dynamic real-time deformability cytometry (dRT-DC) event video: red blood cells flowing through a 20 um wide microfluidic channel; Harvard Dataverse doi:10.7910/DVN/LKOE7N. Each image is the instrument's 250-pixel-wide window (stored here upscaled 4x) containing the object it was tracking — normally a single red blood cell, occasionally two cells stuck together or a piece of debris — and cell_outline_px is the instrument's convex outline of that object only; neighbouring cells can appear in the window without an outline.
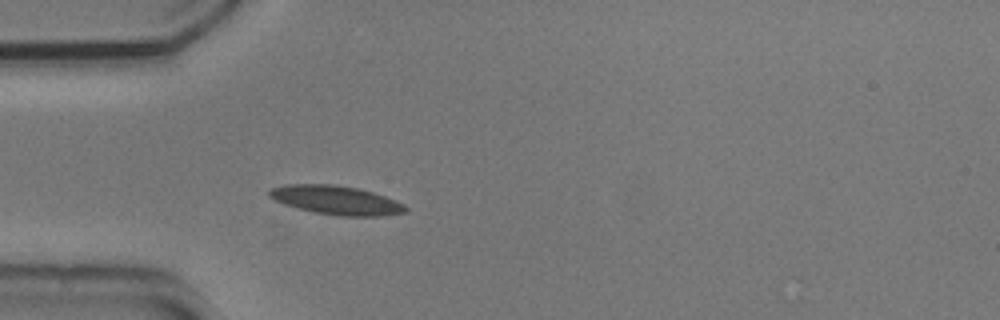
{"species": "common noctule bat (a hibernating species)", "species_latin": "Nyctalus noctula", "temperature_condition": "cold", "stored_images_in_passage": 8, "camera_frame_rate_fps": 3000, "um_per_image_px": 0.085, "animal": {"sex": "male", "body_mass_g": 20.5, "forearm_length_mm": 52.5}, "frame": {"image": 1, "passage_image": 1, "time_ms": 0.0, "image_size_px": [1000, 320], "cell_outline_px": [[408, 212], [384, 216], [340, 216], [316, 212], [284, 204], [268, 196], [268, 192], [272, 188], [284, 184], [332, 184], [356, 188], [372, 192], [396, 200], [404, 204], [408, 208]], "centroid_in_image_um": [28.61, 17.01], "position_along_channel_um": 56.4, "area_um2": 22.83}}